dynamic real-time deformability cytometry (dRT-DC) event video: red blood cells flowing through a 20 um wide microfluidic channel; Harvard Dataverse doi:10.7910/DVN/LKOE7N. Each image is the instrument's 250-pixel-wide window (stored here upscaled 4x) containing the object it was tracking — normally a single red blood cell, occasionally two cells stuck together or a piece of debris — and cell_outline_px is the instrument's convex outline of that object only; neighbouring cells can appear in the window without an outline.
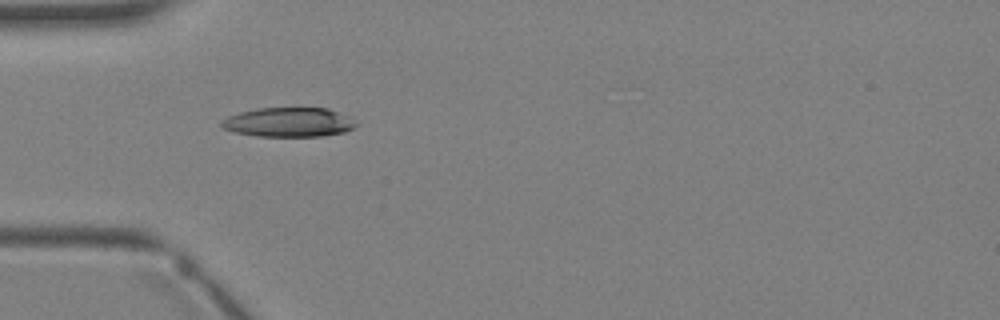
{"species": "Egyptian fruit bat (a non-hibernating species)", "species_latin": "Rousettus aegyptiacus", "temperature_condition": "warm", "stored_images_in_passage": 5, "camera_frame_rate_fps": 3000, "um_per_image_px": 0.085, "animal": {"sex": "female"}, "frame": {"image": 1, "passage_image": 4, "time_ms": 4.667, "image_size_px": [1000, 320], "cell_outline_px": [[360, 124], [344, 132], [324, 136], [256, 136], [236, 132], [224, 128], [220, 124], [220, 120], [228, 116], [240, 112], [256, 108], [328, 108], [352, 116]], "centroid_in_image_um": [24.6, 10.38], "position_along_channel_um": 60.4, "area_um2": 23.29}}
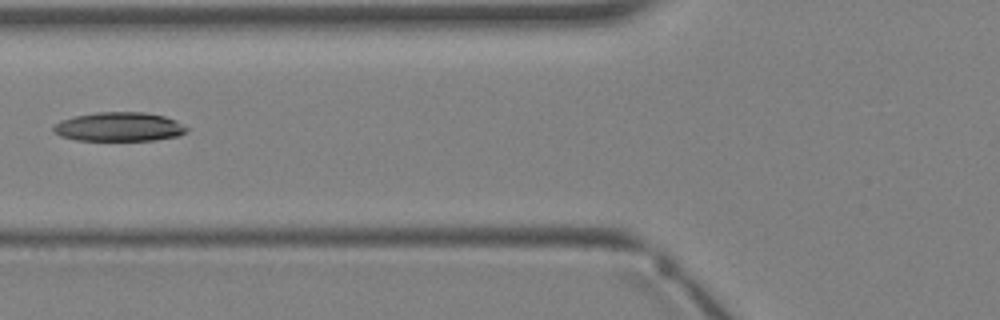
{"frame": {"image": 2, "passage_image": 5, "time_ms": 5.667, "image_size_px": [1000, 320], "cell_outline_px": [[188, 132], [176, 136], [156, 140], [76, 140], [60, 136], [52, 132], [52, 128], [60, 120], [72, 116], [96, 112], [144, 112], [164, 116], [176, 120], [188, 128]], "centroid_in_image_um": [10.1, 10.77], "position_along_channel_um": 115.7, "area_um2": 22.72}}